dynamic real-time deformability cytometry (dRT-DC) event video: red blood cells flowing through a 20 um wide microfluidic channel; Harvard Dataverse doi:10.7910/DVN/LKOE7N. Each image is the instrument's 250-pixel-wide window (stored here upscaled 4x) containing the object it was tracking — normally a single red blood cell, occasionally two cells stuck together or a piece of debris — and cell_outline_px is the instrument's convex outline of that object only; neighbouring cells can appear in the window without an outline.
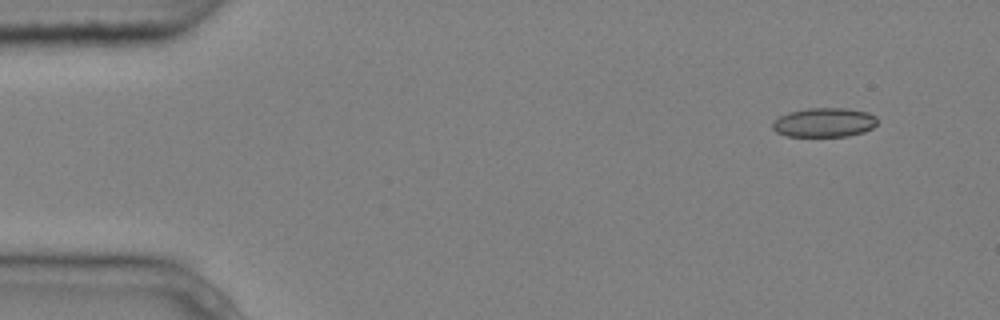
{"species": "common noctule bat (a hibernating species)", "species_latin": "Nyctalus noctula", "temperature_condition": "cold", "stored_images_in_passage": 5, "camera_frame_rate_fps": 3000, "um_per_image_px": 0.085, "animal": {"sex": "male", "body_mass_g": 20.4}, "frame": {"image": 1, "passage_image": 2, "time_ms": 0.333, "image_size_px": [1000, 320], "cell_outline_px": [[876, 124], [872, 128], [864, 132], [848, 136], [788, 136], [776, 132], [772, 128], [772, 124], [780, 116], [788, 112], [808, 108], [848, 108], [868, 112], [876, 116]], "centroid_in_image_um": [70.07, 10.4], "position_along_channel_um": 14.9, "area_um2": 17.86}}
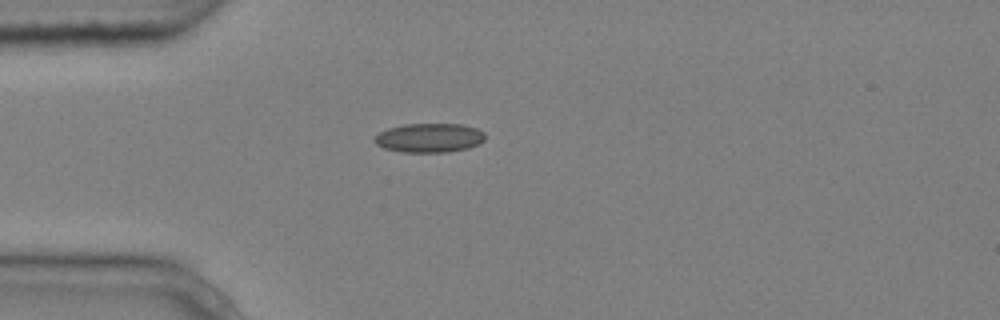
{"frame": {"image": 2, "passage_image": 5, "time_ms": 1.333, "image_size_px": [1000, 320], "cell_outline_px": [[484, 140], [480, 144], [468, 148], [448, 152], [400, 152], [384, 148], [376, 144], [372, 140], [380, 132], [388, 128], [404, 124], [460, 124], [476, 128], [484, 132]], "centroid_in_image_um": [36.49, 11.72], "position_along_channel_um": 48.5, "area_um2": 18.84}}